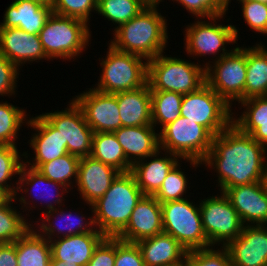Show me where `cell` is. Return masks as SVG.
Returning a JSON list of instances; mask_svg holds the SVG:
<instances>
[{"mask_svg":"<svg viewBox=\"0 0 267 266\" xmlns=\"http://www.w3.org/2000/svg\"><path fill=\"white\" fill-rule=\"evenodd\" d=\"M266 152L265 146L231 123L213 137L212 147L202 164L216 169L221 193L230 187L263 181L267 170Z\"/></svg>","mask_w":267,"mask_h":266,"instance_id":"cell-1","label":"cell"},{"mask_svg":"<svg viewBox=\"0 0 267 266\" xmlns=\"http://www.w3.org/2000/svg\"><path fill=\"white\" fill-rule=\"evenodd\" d=\"M158 6H146L138 15L114 29L111 44L115 49L135 54L147 61L166 48L167 20L157 11Z\"/></svg>","mask_w":267,"mask_h":266,"instance_id":"cell-2","label":"cell"},{"mask_svg":"<svg viewBox=\"0 0 267 266\" xmlns=\"http://www.w3.org/2000/svg\"><path fill=\"white\" fill-rule=\"evenodd\" d=\"M143 196L130 171L119 173L105 194L91 205L96 229L105 236L116 237Z\"/></svg>","mask_w":267,"mask_h":266,"instance_id":"cell-3","label":"cell"},{"mask_svg":"<svg viewBox=\"0 0 267 266\" xmlns=\"http://www.w3.org/2000/svg\"><path fill=\"white\" fill-rule=\"evenodd\" d=\"M213 137L204 126L179 116L160 130L159 146L160 150L199 167L212 147Z\"/></svg>","mask_w":267,"mask_h":266,"instance_id":"cell-4","label":"cell"},{"mask_svg":"<svg viewBox=\"0 0 267 266\" xmlns=\"http://www.w3.org/2000/svg\"><path fill=\"white\" fill-rule=\"evenodd\" d=\"M88 25L82 20L52 12L38 34L47 58L71 60L78 57L91 39Z\"/></svg>","mask_w":267,"mask_h":266,"instance_id":"cell-5","label":"cell"},{"mask_svg":"<svg viewBox=\"0 0 267 266\" xmlns=\"http://www.w3.org/2000/svg\"><path fill=\"white\" fill-rule=\"evenodd\" d=\"M203 66L161 53L148 60L147 82L150 91L194 92L206 83Z\"/></svg>","mask_w":267,"mask_h":266,"instance_id":"cell-6","label":"cell"},{"mask_svg":"<svg viewBox=\"0 0 267 266\" xmlns=\"http://www.w3.org/2000/svg\"><path fill=\"white\" fill-rule=\"evenodd\" d=\"M108 47L106 57L101 60L102 73L94 89L115 94L144 86L148 77V61L141 56L119 51L111 44Z\"/></svg>","mask_w":267,"mask_h":266,"instance_id":"cell-7","label":"cell"},{"mask_svg":"<svg viewBox=\"0 0 267 266\" xmlns=\"http://www.w3.org/2000/svg\"><path fill=\"white\" fill-rule=\"evenodd\" d=\"M161 209L164 233L171 235L187 251L210 248L199 205L186 198L162 203Z\"/></svg>","mask_w":267,"mask_h":266,"instance_id":"cell-8","label":"cell"},{"mask_svg":"<svg viewBox=\"0 0 267 266\" xmlns=\"http://www.w3.org/2000/svg\"><path fill=\"white\" fill-rule=\"evenodd\" d=\"M204 64L206 84L230 107L244 100L247 77L246 48L235 47L229 54Z\"/></svg>","mask_w":267,"mask_h":266,"instance_id":"cell-9","label":"cell"},{"mask_svg":"<svg viewBox=\"0 0 267 266\" xmlns=\"http://www.w3.org/2000/svg\"><path fill=\"white\" fill-rule=\"evenodd\" d=\"M231 107L206 83L198 90L183 94L180 116L204 126L213 136L232 123Z\"/></svg>","mask_w":267,"mask_h":266,"instance_id":"cell-10","label":"cell"},{"mask_svg":"<svg viewBox=\"0 0 267 266\" xmlns=\"http://www.w3.org/2000/svg\"><path fill=\"white\" fill-rule=\"evenodd\" d=\"M199 208L204 233L210 247H226L241 234L244 224L229 199L221 192L220 196H210L201 200Z\"/></svg>","mask_w":267,"mask_h":266,"instance_id":"cell-11","label":"cell"},{"mask_svg":"<svg viewBox=\"0 0 267 266\" xmlns=\"http://www.w3.org/2000/svg\"><path fill=\"white\" fill-rule=\"evenodd\" d=\"M224 15H218L208 18L210 20L202 21L203 18H199L196 23L187 25L185 30V51L188 55H194L197 57L207 55H218L215 60L220 59L222 56H226L233 49L227 50L226 44H232L237 42L238 29L234 25L217 24L216 20L224 18ZM213 21V22H212ZM228 51V52H227Z\"/></svg>","mask_w":267,"mask_h":266,"instance_id":"cell-12","label":"cell"},{"mask_svg":"<svg viewBox=\"0 0 267 266\" xmlns=\"http://www.w3.org/2000/svg\"><path fill=\"white\" fill-rule=\"evenodd\" d=\"M68 106L65 110L42 115L58 130L69 154L79 158L90 156L94 131L74 100Z\"/></svg>","mask_w":267,"mask_h":266,"instance_id":"cell-13","label":"cell"},{"mask_svg":"<svg viewBox=\"0 0 267 266\" xmlns=\"http://www.w3.org/2000/svg\"><path fill=\"white\" fill-rule=\"evenodd\" d=\"M94 133L114 132L122 127L117 97L94 88L73 98Z\"/></svg>","mask_w":267,"mask_h":266,"instance_id":"cell-14","label":"cell"},{"mask_svg":"<svg viewBox=\"0 0 267 266\" xmlns=\"http://www.w3.org/2000/svg\"><path fill=\"white\" fill-rule=\"evenodd\" d=\"M225 248L232 266H267V225H244Z\"/></svg>","mask_w":267,"mask_h":266,"instance_id":"cell-15","label":"cell"},{"mask_svg":"<svg viewBox=\"0 0 267 266\" xmlns=\"http://www.w3.org/2000/svg\"><path fill=\"white\" fill-rule=\"evenodd\" d=\"M223 193L244 225L267 224V191L263 181L230 187Z\"/></svg>","mask_w":267,"mask_h":266,"instance_id":"cell-16","label":"cell"},{"mask_svg":"<svg viewBox=\"0 0 267 266\" xmlns=\"http://www.w3.org/2000/svg\"><path fill=\"white\" fill-rule=\"evenodd\" d=\"M162 232L161 204L154 196L144 195L136 204L128 224L116 237L137 243Z\"/></svg>","mask_w":267,"mask_h":266,"instance_id":"cell-17","label":"cell"},{"mask_svg":"<svg viewBox=\"0 0 267 266\" xmlns=\"http://www.w3.org/2000/svg\"><path fill=\"white\" fill-rule=\"evenodd\" d=\"M119 173L115 168L91 156L82 157L76 182L82 200L91 206L105 194Z\"/></svg>","mask_w":267,"mask_h":266,"instance_id":"cell-18","label":"cell"},{"mask_svg":"<svg viewBox=\"0 0 267 266\" xmlns=\"http://www.w3.org/2000/svg\"><path fill=\"white\" fill-rule=\"evenodd\" d=\"M27 125L36 130L29 142L35 158L32 163L24 161L25 165L38 169L43 163L68 154L67 145H64L58 130L43 115L29 117Z\"/></svg>","mask_w":267,"mask_h":266,"instance_id":"cell-19","label":"cell"},{"mask_svg":"<svg viewBox=\"0 0 267 266\" xmlns=\"http://www.w3.org/2000/svg\"><path fill=\"white\" fill-rule=\"evenodd\" d=\"M0 55L18 68L24 63L47 59L38 34H28L19 28L0 29Z\"/></svg>","mask_w":267,"mask_h":266,"instance_id":"cell-20","label":"cell"},{"mask_svg":"<svg viewBox=\"0 0 267 266\" xmlns=\"http://www.w3.org/2000/svg\"><path fill=\"white\" fill-rule=\"evenodd\" d=\"M105 237L103 233H81L52 240L51 258L70 265L86 266Z\"/></svg>","mask_w":267,"mask_h":266,"instance_id":"cell-21","label":"cell"},{"mask_svg":"<svg viewBox=\"0 0 267 266\" xmlns=\"http://www.w3.org/2000/svg\"><path fill=\"white\" fill-rule=\"evenodd\" d=\"M52 12V6L31 0H15L7 7L0 29L19 28L28 34H39Z\"/></svg>","mask_w":267,"mask_h":266,"instance_id":"cell-22","label":"cell"},{"mask_svg":"<svg viewBox=\"0 0 267 266\" xmlns=\"http://www.w3.org/2000/svg\"><path fill=\"white\" fill-rule=\"evenodd\" d=\"M145 266H176L185 263L188 251L164 232L137 242Z\"/></svg>","mask_w":267,"mask_h":266,"instance_id":"cell-23","label":"cell"},{"mask_svg":"<svg viewBox=\"0 0 267 266\" xmlns=\"http://www.w3.org/2000/svg\"><path fill=\"white\" fill-rule=\"evenodd\" d=\"M155 130L152 125H145L122 126L114 131L127 160L132 165L160 150L159 134Z\"/></svg>","mask_w":267,"mask_h":266,"instance_id":"cell-24","label":"cell"},{"mask_svg":"<svg viewBox=\"0 0 267 266\" xmlns=\"http://www.w3.org/2000/svg\"><path fill=\"white\" fill-rule=\"evenodd\" d=\"M160 151L150 155L148 157L151 158L149 162L143 159L131 167L130 172L144 195L153 196L160 189L167 174L179 161L178 156L169 152H165L167 153L165 157H159Z\"/></svg>","mask_w":267,"mask_h":266,"instance_id":"cell-25","label":"cell"},{"mask_svg":"<svg viewBox=\"0 0 267 266\" xmlns=\"http://www.w3.org/2000/svg\"><path fill=\"white\" fill-rule=\"evenodd\" d=\"M114 95L117 97L123 127L152 125L151 93L148 82L140 88Z\"/></svg>","mask_w":267,"mask_h":266,"instance_id":"cell-26","label":"cell"},{"mask_svg":"<svg viewBox=\"0 0 267 266\" xmlns=\"http://www.w3.org/2000/svg\"><path fill=\"white\" fill-rule=\"evenodd\" d=\"M15 183H17L16 184L17 189H16V195L14 197H15L16 200L19 199V202H20L21 205L23 203V205H24L23 207H25L27 205L26 206V209H27L28 205L31 206L32 204H30L31 203L30 201H28L29 203L26 201V200H28V199L25 198L27 196H23V195L21 197L18 196L17 195L18 194V191L27 194L30 191L29 189H32L31 191H34L35 192L36 189L38 191L41 188L40 190H41V192L42 191L43 192L41 193L39 191V194H37V193H35L36 195L33 194L34 197H36V199H38V200L41 197L44 198V199H48V200L50 198L52 199V197H53L55 200H52V201H53V203H55L56 206L58 204V207H60L61 205H63L62 204V201H63L62 198L64 196L63 193L64 192L69 193L67 191V188L64 185H62L60 183H57V182H54L52 180H49L47 177H45L37 169L31 168V167L28 168V166L25 165V163L22 164L21 169H20V173H19V179L16 180ZM43 184H44L45 188L42 189ZM24 185L27 186V187L30 185L29 187H31V188H29V187L28 188L27 187L25 188ZM54 187H55V189H54ZM23 188H25V189L23 190ZM48 188H50L49 190H52V188H53L55 191H57L55 193L56 194V197H54L55 194L51 193V191H49ZM59 188H61L62 190L59 189ZM59 190H61V191H59ZM31 191H30V193H28V194H30V196H32V192ZM60 192H62V193H60ZM46 195H47V197H46ZM17 196H18V198H17ZM53 203L51 201H47L46 205H44V206H46L45 208L48 211H52V210L56 209V206H54Z\"/></svg>","mask_w":267,"mask_h":266,"instance_id":"cell-27","label":"cell"},{"mask_svg":"<svg viewBox=\"0 0 267 266\" xmlns=\"http://www.w3.org/2000/svg\"><path fill=\"white\" fill-rule=\"evenodd\" d=\"M43 213V217L44 219L42 220L43 222H40L41 226L39 228V230L35 229L41 236L45 237L48 241H52L55 240L56 238H61L62 237H68L71 235H76V234H81V233H101L100 231H98L95 227V223H94V218L89 217L88 220L89 222L86 221V219H84L86 216L83 217V215L81 214V216L79 217L77 214L76 216L72 215V212H69L68 214L63 211V209L59 211V208L54 209L52 211H44ZM60 213V214H59ZM56 214V215H53ZM53 216V217H52ZM55 216V220L60 219V220H64L65 219V223H63V225L60 223V221L57 223H53L54 221H51V218L54 219ZM85 221H84V220ZM56 220V221H57ZM84 221V222H83ZM85 223V224H84ZM63 227H62V226ZM94 227H93V226ZM65 228V229H64ZM67 230V231H65ZM55 234V235H54ZM60 234V235H59ZM62 234V235H61ZM55 236V237H53ZM57 236V237H56ZM54 238V239H53Z\"/></svg>","mask_w":267,"mask_h":266,"instance_id":"cell-28","label":"cell"},{"mask_svg":"<svg viewBox=\"0 0 267 266\" xmlns=\"http://www.w3.org/2000/svg\"><path fill=\"white\" fill-rule=\"evenodd\" d=\"M261 43L246 48L247 77L244 99L267 96V49Z\"/></svg>","mask_w":267,"mask_h":266,"instance_id":"cell-29","label":"cell"},{"mask_svg":"<svg viewBox=\"0 0 267 266\" xmlns=\"http://www.w3.org/2000/svg\"><path fill=\"white\" fill-rule=\"evenodd\" d=\"M31 227L16 241L17 266H49L50 241Z\"/></svg>","mask_w":267,"mask_h":266,"instance_id":"cell-30","label":"cell"},{"mask_svg":"<svg viewBox=\"0 0 267 266\" xmlns=\"http://www.w3.org/2000/svg\"><path fill=\"white\" fill-rule=\"evenodd\" d=\"M90 156L120 173L129 172L132 167L114 132L94 133Z\"/></svg>","mask_w":267,"mask_h":266,"instance_id":"cell-31","label":"cell"},{"mask_svg":"<svg viewBox=\"0 0 267 266\" xmlns=\"http://www.w3.org/2000/svg\"><path fill=\"white\" fill-rule=\"evenodd\" d=\"M152 126L162 129L180 116L183 94L173 91H150Z\"/></svg>","mask_w":267,"mask_h":266,"instance_id":"cell-32","label":"cell"},{"mask_svg":"<svg viewBox=\"0 0 267 266\" xmlns=\"http://www.w3.org/2000/svg\"><path fill=\"white\" fill-rule=\"evenodd\" d=\"M14 196H10L0 205V244L13 243L23 236L32 226L22 213L17 212L11 206L15 202Z\"/></svg>","mask_w":267,"mask_h":266,"instance_id":"cell-33","label":"cell"},{"mask_svg":"<svg viewBox=\"0 0 267 266\" xmlns=\"http://www.w3.org/2000/svg\"><path fill=\"white\" fill-rule=\"evenodd\" d=\"M80 159L68 153L52 161L43 163L37 170L49 180L60 183L69 190L73 183L72 180L75 179V183L77 182Z\"/></svg>","mask_w":267,"mask_h":266,"instance_id":"cell-34","label":"cell"},{"mask_svg":"<svg viewBox=\"0 0 267 266\" xmlns=\"http://www.w3.org/2000/svg\"><path fill=\"white\" fill-rule=\"evenodd\" d=\"M147 5L142 0H98L97 13L118 26L138 15Z\"/></svg>","mask_w":267,"mask_h":266,"instance_id":"cell-35","label":"cell"},{"mask_svg":"<svg viewBox=\"0 0 267 266\" xmlns=\"http://www.w3.org/2000/svg\"><path fill=\"white\" fill-rule=\"evenodd\" d=\"M241 103L245 111L238 118L232 116V124L246 134H252L258 128V122H267V96L244 99Z\"/></svg>","mask_w":267,"mask_h":266,"instance_id":"cell-36","label":"cell"},{"mask_svg":"<svg viewBox=\"0 0 267 266\" xmlns=\"http://www.w3.org/2000/svg\"><path fill=\"white\" fill-rule=\"evenodd\" d=\"M26 116L24 109L9 104L7 101L0 102V145L16 146L15 141L20 127L23 123H28Z\"/></svg>","mask_w":267,"mask_h":266,"instance_id":"cell-37","label":"cell"},{"mask_svg":"<svg viewBox=\"0 0 267 266\" xmlns=\"http://www.w3.org/2000/svg\"><path fill=\"white\" fill-rule=\"evenodd\" d=\"M17 146L0 145V188L3 189L9 196L16 195L17 187L10 184L8 181L13 179L15 175H19L20 169L24 160L21 156L28 159V153L19 154ZM22 159V160H21ZM14 175V176H13Z\"/></svg>","mask_w":267,"mask_h":266,"instance_id":"cell-38","label":"cell"},{"mask_svg":"<svg viewBox=\"0 0 267 266\" xmlns=\"http://www.w3.org/2000/svg\"><path fill=\"white\" fill-rule=\"evenodd\" d=\"M179 163L167 174L160 189L153 195L160 204L186 199L183 197L188 187V179L184 172L180 170L181 168L179 167L181 166Z\"/></svg>","mask_w":267,"mask_h":266,"instance_id":"cell-39","label":"cell"},{"mask_svg":"<svg viewBox=\"0 0 267 266\" xmlns=\"http://www.w3.org/2000/svg\"><path fill=\"white\" fill-rule=\"evenodd\" d=\"M221 248L220 250H214L212 247L190 250L184 266H232L228 250L225 247Z\"/></svg>","mask_w":267,"mask_h":266,"instance_id":"cell-40","label":"cell"},{"mask_svg":"<svg viewBox=\"0 0 267 266\" xmlns=\"http://www.w3.org/2000/svg\"><path fill=\"white\" fill-rule=\"evenodd\" d=\"M98 0H53L52 11L61 16L88 23L92 11H97Z\"/></svg>","mask_w":267,"mask_h":266,"instance_id":"cell-41","label":"cell"},{"mask_svg":"<svg viewBox=\"0 0 267 266\" xmlns=\"http://www.w3.org/2000/svg\"><path fill=\"white\" fill-rule=\"evenodd\" d=\"M243 19L257 33L267 35V4L255 0H240Z\"/></svg>","mask_w":267,"mask_h":266,"instance_id":"cell-42","label":"cell"},{"mask_svg":"<svg viewBox=\"0 0 267 266\" xmlns=\"http://www.w3.org/2000/svg\"><path fill=\"white\" fill-rule=\"evenodd\" d=\"M177 1L189 13L196 18H210L213 16L226 14L228 6L226 0H172Z\"/></svg>","mask_w":267,"mask_h":266,"instance_id":"cell-43","label":"cell"},{"mask_svg":"<svg viewBox=\"0 0 267 266\" xmlns=\"http://www.w3.org/2000/svg\"><path fill=\"white\" fill-rule=\"evenodd\" d=\"M114 266H145L137 243L123 241L116 237Z\"/></svg>","mask_w":267,"mask_h":266,"instance_id":"cell-44","label":"cell"},{"mask_svg":"<svg viewBox=\"0 0 267 266\" xmlns=\"http://www.w3.org/2000/svg\"><path fill=\"white\" fill-rule=\"evenodd\" d=\"M19 68L10 60L0 55V95L12 96L15 94Z\"/></svg>","mask_w":267,"mask_h":266,"instance_id":"cell-45","label":"cell"},{"mask_svg":"<svg viewBox=\"0 0 267 266\" xmlns=\"http://www.w3.org/2000/svg\"><path fill=\"white\" fill-rule=\"evenodd\" d=\"M116 258V237L106 236L95 248L86 266H114Z\"/></svg>","mask_w":267,"mask_h":266,"instance_id":"cell-46","label":"cell"},{"mask_svg":"<svg viewBox=\"0 0 267 266\" xmlns=\"http://www.w3.org/2000/svg\"><path fill=\"white\" fill-rule=\"evenodd\" d=\"M0 266H17L16 241L0 244Z\"/></svg>","mask_w":267,"mask_h":266,"instance_id":"cell-47","label":"cell"},{"mask_svg":"<svg viewBox=\"0 0 267 266\" xmlns=\"http://www.w3.org/2000/svg\"><path fill=\"white\" fill-rule=\"evenodd\" d=\"M251 137L267 148V122H258V128L251 134Z\"/></svg>","mask_w":267,"mask_h":266,"instance_id":"cell-48","label":"cell"},{"mask_svg":"<svg viewBox=\"0 0 267 266\" xmlns=\"http://www.w3.org/2000/svg\"><path fill=\"white\" fill-rule=\"evenodd\" d=\"M49 266H79V265H70V264L64 263L63 261L54 260L51 258Z\"/></svg>","mask_w":267,"mask_h":266,"instance_id":"cell-49","label":"cell"},{"mask_svg":"<svg viewBox=\"0 0 267 266\" xmlns=\"http://www.w3.org/2000/svg\"><path fill=\"white\" fill-rule=\"evenodd\" d=\"M10 196L0 188V205L3 204Z\"/></svg>","mask_w":267,"mask_h":266,"instance_id":"cell-50","label":"cell"},{"mask_svg":"<svg viewBox=\"0 0 267 266\" xmlns=\"http://www.w3.org/2000/svg\"><path fill=\"white\" fill-rule=\"evenodd\" d=\"M147 6H157L162 0H142Z\"/></svg>","mask_w":267,"mask_h":266,"instance_id":"cell-51","label":"cell"},{"mask_svg":"<svg viewBox=\"0 0 267 266\" xmlns=\"http://www.w3.org/2000/svg\"><path fill=\"white\" fill-rule=\"evenodd\" d=\"M31 1H36L43 5H48V6H52L53 3V0H31Z\"/></svg>","mask_w":267,"mask_h":266,"instance_id":"cell-52","label":"cell"},{"mask_svg":"<svg viewBox=\"0 0 267 266\" xmlns=\"http://www.w3.org/2000/svg\"><path fill=\"white\" fill-rule=\"evenodd\" d=\"M263 183H264L266 191H267V170H266L264 178H263Z\"/></svg>","mask_w":267,"mask_h":266,"instance_id":"cell-53","label":"cell"},{"mask_svg":"<svg viewBox=\"0 0 267 266\" xmlns=\"http://www.w3.org/2000/svg\"><path fill=\"white\" fill-rule=\"evenodd\" d=\"M230 1L231 0H226L227 6L229 5V3H231ZM237 1H240V0H237ZM255 1H259V0H255Z\"/></svg>","mask_w":267,"mask_h":266,"instance_id":"cell-54","label":"cell"},{"mask_svg":"<svg viewBox=\"0 0 267 266\" xmlns=\"http://www.w3.org/2000/svg\"><path fill=\"white\" fill-rule=\"evenodd\" d=\"M259 2L267 4V0H259Z\"/></svg>","mask_w":267,"mask_h":266,"instance_id":"cell-55","label":"cell"}]
</instances>
